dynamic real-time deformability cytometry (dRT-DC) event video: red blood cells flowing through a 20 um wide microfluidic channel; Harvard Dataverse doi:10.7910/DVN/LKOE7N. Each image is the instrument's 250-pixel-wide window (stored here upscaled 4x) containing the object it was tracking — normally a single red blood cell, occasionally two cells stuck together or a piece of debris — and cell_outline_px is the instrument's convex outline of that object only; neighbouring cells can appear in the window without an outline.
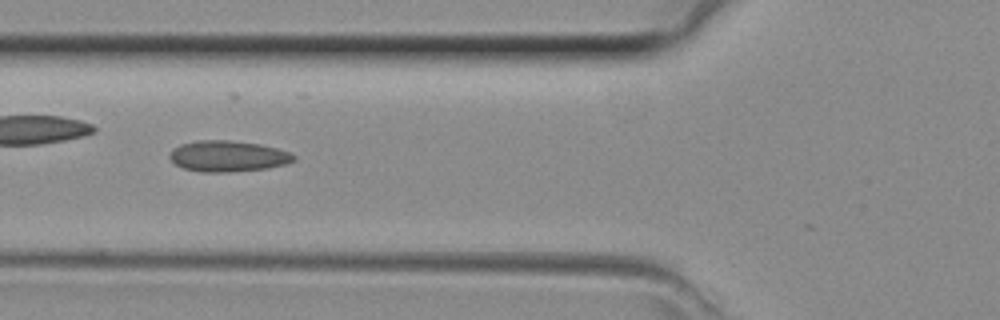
{"species": "common noctule bat (a hibernating species)", "species_latin": "Nyctalus noctula", "temperature_condition": "room temperature", "stored_images_in_passage": 9, "camera_frame_rate_fps": 3000, "um_per_image_px": 0.085, "animal": {"sex": "female", "body_mass_g": 29.2, "forearm_length_mm": 56.3}, "frame": {"image": 1, "passage_image": 4, "time_ms": 1.0, "image_size_px": [1000, 320], "cell_outline_px": [[296, 160], [288, 164], [268, 168], [228, 172], [200, 172], [184, 168], [176, 164], [168, 156], [172, 148], [180, 144], [196, 140], [228, 140], [260, 144], [276, 148], [288, 152], [296, 156]], "centroid_in_image_um": [19.37, 13.27], "position_along_channel_um": 106.4, "area_um2": 22.54}}
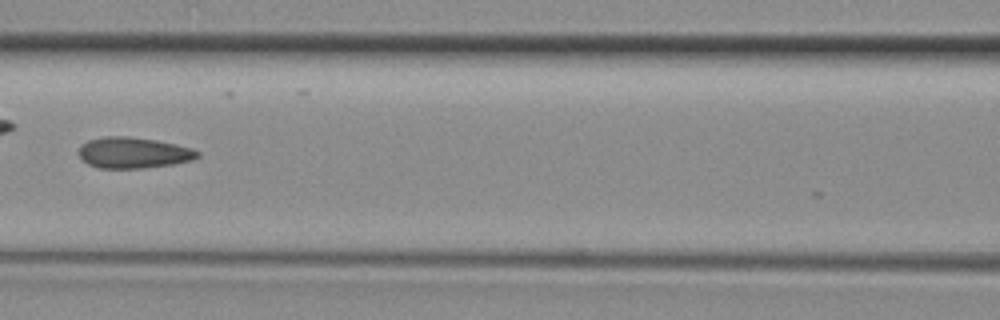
{"frame": {"image": 2, "passage_image": 7, "time_ms": 2.0, "image_size_px": [1000, 320], "cell_outline_px": [[200, 156], [192, 160], [172, 164], [144, 168], [100, 168], [88, 164], [80, 156], [80, 144], [88, 140], [104, 136], [128, 136], [156, 140], [192, 148], [200, 152]], "centroid_in_image_um": [11.35, 12.98], "position_along_channel_um": 155.3, "area_um2": 21.39}}